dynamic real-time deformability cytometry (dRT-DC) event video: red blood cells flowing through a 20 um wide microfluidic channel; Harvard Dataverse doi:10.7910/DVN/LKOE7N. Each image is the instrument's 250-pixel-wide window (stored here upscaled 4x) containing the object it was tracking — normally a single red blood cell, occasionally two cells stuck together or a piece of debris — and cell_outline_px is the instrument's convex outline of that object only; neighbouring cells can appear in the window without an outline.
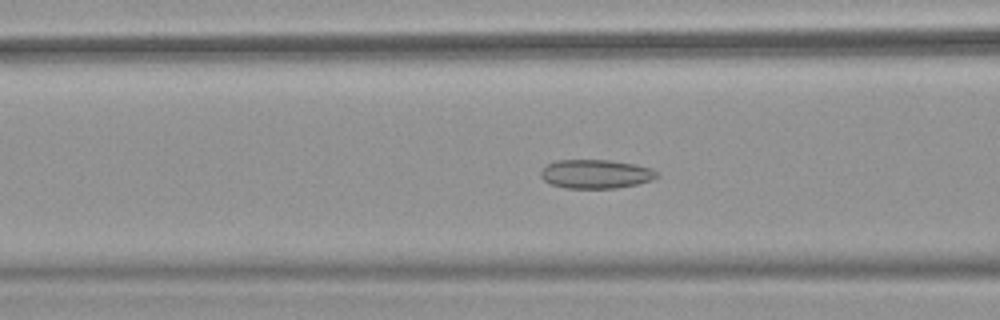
{"species": "common noctule bat (a hibernating species)", "species_latin": "Nyctalus noctula", "temperature_condition": "warm", "stored_images_in_passage": 52, "camera_frame_rate_fps": 3000, "um_per_image_px": 0.085, "animal": {"sex": "female", "body_mass_g": 18.4}, "frame": {"image": 1, "passage_image": 21, "time_ms": 6.667, "image_size_px": [1000, 320], "cell_outline_px": [[660, 176], [652, 180], [636, 184], [616, 188], [564, 188], [552, 184], [544, 180], [540, 176], [540, 172], [548, 164], [556, 160], [608, 160], [636, 164], [652, 168], [660, 172]], "centroid_in_image_um": [50.69, 14.78], "position_along_channel_um": 115.9, "area_um2": 19.65}}
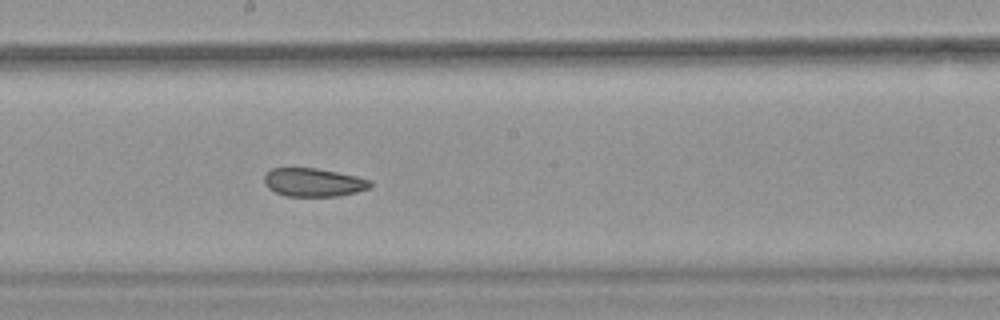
{"frame": {"image": 2, "passage_image": 29, "time_ms": 9.333, "image_size_px": [1000, 320], "cell_outline_px": [[372, 184], [368, 188], [356, 192], [340, 196], [288, 196], [276, 192], [268, 188], [264, 184], [264, 176], [272, 168], [316, 168], [356, 176], [372, 180]], "centroid_in_image_um": [26.65, 15.5], "position_along_channel_um": 221.6, "area_um2": 17.46}}
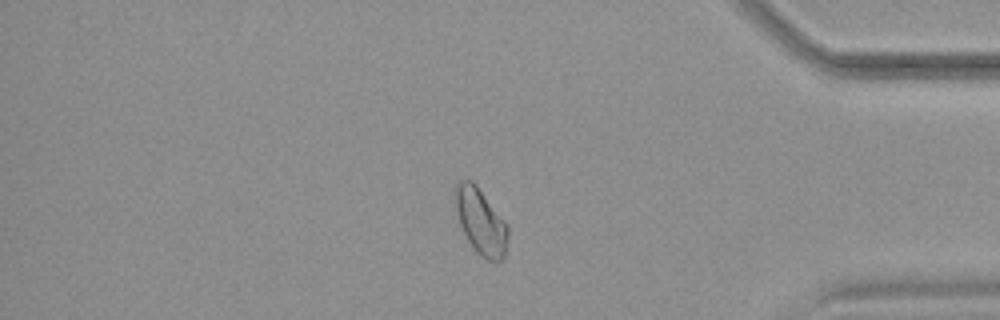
{"frame": {"image": 3, "passage_image": 44, "time_ms": 14.333, "image_size_px": [1000, 320], "cell_outline_px": [[508, 240], [504, 256], [500, 260], [488, 260], [480, 256], [476, 252], [468, 240], [460, 224], [452, 192], [456, 180], [472, 180], [476, 184], [508, 224]], "centroid_in_image_um": [40.84, 18.77], "position_along_channel_um": 394.4, "area_um2": 20.46}, "authors_computed_cell_mechanics": {"area_um2": 20.9236, "velocity_mm_per_s": 3.9702, "shape_relaxation_time_tau1_ms": null, "shape_relaxation_time_tau2_ms": 2.8229, "deformation_change_tau1": null, "deformation_change_tau2": 0.0507}}